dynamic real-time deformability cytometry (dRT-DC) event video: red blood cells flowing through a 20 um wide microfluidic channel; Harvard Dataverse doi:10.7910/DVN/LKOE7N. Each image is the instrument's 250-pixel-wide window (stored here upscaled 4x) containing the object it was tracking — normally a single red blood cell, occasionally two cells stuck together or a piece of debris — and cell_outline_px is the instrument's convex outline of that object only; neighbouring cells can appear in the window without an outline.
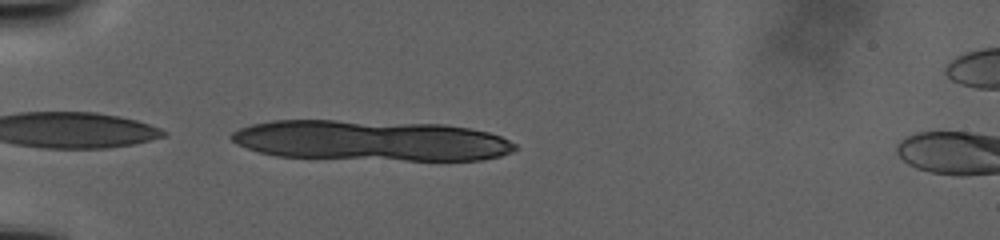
{"species": "human", "species_latin": "Homo sapiens", "temperature_condition": "warm", "stored_images_in_passage": 10, "camera_frame_rate_fps": 3000, "um_per_image_px": 0.085, "donor": {"sex": "male"}, "frame": {"image": 1, "passage_image": 3, "time_ms": 0.333, "image_size_px": [1000, 240], "cell_outline_px": [[520, 148], [512, 152], [500, 156], [480, 160], [404, 160], [276, 156], [260, 152], [236, 144], [228, 136], [232, 132], [240, 128], [252, 124], [272, 120], [336, 120], [444, 124], [468, 128], [488, 132], [500, 136], [516, 144]], "centroid_in_image_um": [31.54, 11.94], "position_along_channel_um": 53.5, "area_um2": 67.11}}